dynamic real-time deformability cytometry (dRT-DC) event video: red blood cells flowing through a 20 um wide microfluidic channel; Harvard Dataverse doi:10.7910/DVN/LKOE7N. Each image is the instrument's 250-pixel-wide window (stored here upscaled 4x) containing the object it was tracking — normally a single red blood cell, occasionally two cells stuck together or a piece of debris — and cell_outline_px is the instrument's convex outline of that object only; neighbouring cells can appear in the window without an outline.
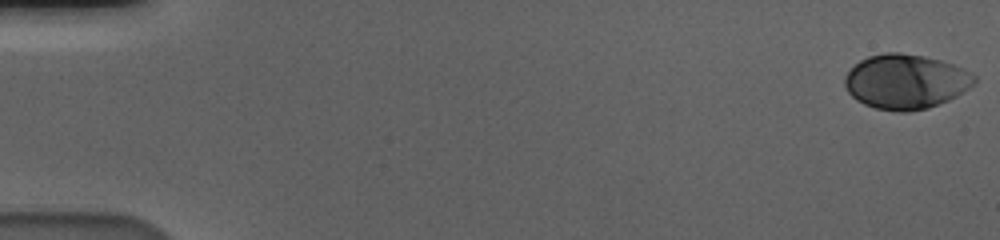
{"species": "human", "species_latin": "Homo sapiens", "temperature_condition": "cold", "stored_images_in_passage": 58, "camera_frame_rate_fps": 3000, "um_per_image_px": 0.085, "donor": {"sex": "male"}, "frame": {"image": 1, "passage_image": 1, "time_ms": 0.0, "image_size_px": [1000, 240], "cell_outline_px": [[976, 80], [968, 88], [956, 96], [948, 100], [928, 108], [908, 112], [900, 112], [876, 108], [864, 104], [856, 100], [848, 92], [844, 84], [844, 76], [860, 60], [868, 56], [884, 52], [900, 52], [924, 56], [940, 60], [952, 64], [972, 72], [976, 76]], "centroid_in_image_um": [76.97, 6.93], "position_along_channel_um": 8.0, "area_um2": 41.27}}
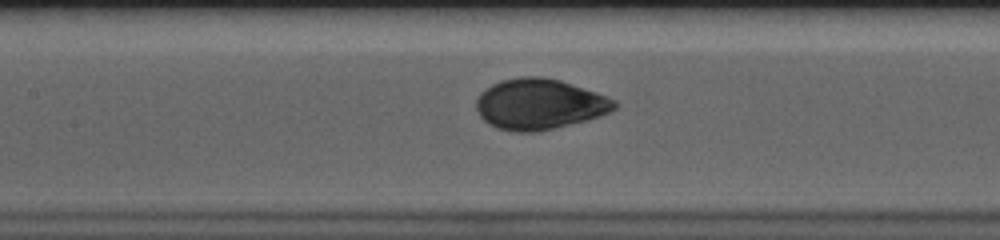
{"frame": {"image": 2, "passage_image": 28, "time_ms": 9.0, "image_size_px": [1000, 240], "cell_outline_px": [[620, 104], [616, 108], [600, 116], [588, 120], [552, 128], [532, 132], [516, 132], [496, 128], [488, 124], [480, 116], [476, 108], [476, 100], [480, 92], [492, 84], [504, 80], [520, 76], [540, 76], [560, 80], [596, 92], [616, 100]], "centroid_in_image_um": [45.85, 8.85], "position_along_channel_um": 161.6, "area_um2": 40.81}}
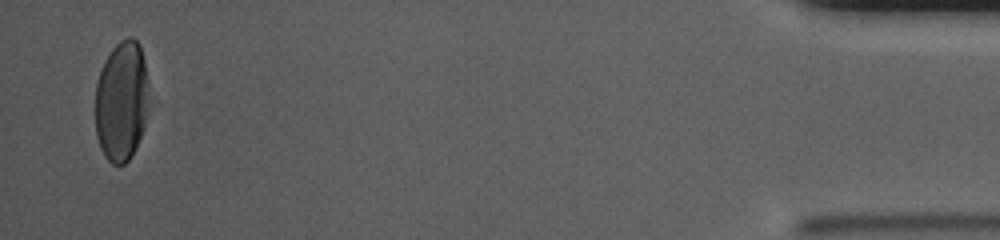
{"frame": {"image": 3, "passage_image": 57, "time_ms": 18.667, "image_size_px": [1000, 240], "cell_outline_px": [[148, 104], [144, 128], [128, 160], [124, 164], [112, 164], [104, 156], [100, 148], [96, 136], [96, 84], [104, 60], [112, 48], [120, 40], [128, 36], [132, 36], [140, 44], [144, 60], [148, 80]], "centroid_in_image_um": [10.33, 8.56], "position_along_channel_um": 424.9, "area_um2": 37.74}, "authors_computed_cell_mechanics": {"area_um2": 40.0554, "velocity_mm_per_s": 3.5676, "shape_relaxation_time_tau1_ms": 3.7405, "shape_relaxation_time_tau2_ms": null, "deformation_change_tau1": 0.1623, "deformation_change_tau2": null}}